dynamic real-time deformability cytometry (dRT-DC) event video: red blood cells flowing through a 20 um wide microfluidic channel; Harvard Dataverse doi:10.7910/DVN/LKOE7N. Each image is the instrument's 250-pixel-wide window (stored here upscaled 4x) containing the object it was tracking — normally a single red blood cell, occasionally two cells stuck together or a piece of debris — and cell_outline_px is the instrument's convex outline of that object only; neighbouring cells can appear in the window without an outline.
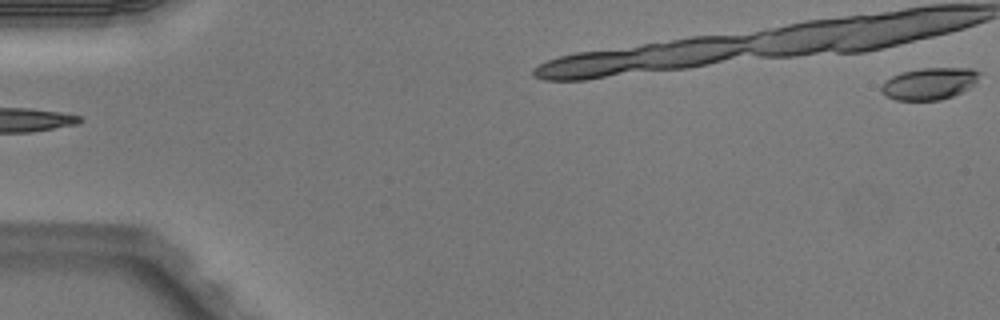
{"species": "Egyptian fruit bat (a non-hibernating species)", "species_latin": "Rousettus aegyptiacus", "temperature_condition": "warm", "stored_images_in_passage": 3, "segment_of_instrument_passage": [2, 2], "camera_frame_rate_fps": 3000, "um_per_image_px": 0.085, "animal": {"sex": "male"}, "frame": {"image": 1, "passage_image": 3, "time_ms": 0.667, "image_size_px": [1000, 320], "cell_outline_px": [[980, 72], [976, 80], [968, 88], [952, 96], [940, 100], [896, 100], [888, 96], [880, 88], [884, 80], [900, 72], [920, 68], [972, 68]], "centroid_in_image_um": [78.96, 7.09], "position_along_channel_um": 6.0, "area_um2": 18.03}}